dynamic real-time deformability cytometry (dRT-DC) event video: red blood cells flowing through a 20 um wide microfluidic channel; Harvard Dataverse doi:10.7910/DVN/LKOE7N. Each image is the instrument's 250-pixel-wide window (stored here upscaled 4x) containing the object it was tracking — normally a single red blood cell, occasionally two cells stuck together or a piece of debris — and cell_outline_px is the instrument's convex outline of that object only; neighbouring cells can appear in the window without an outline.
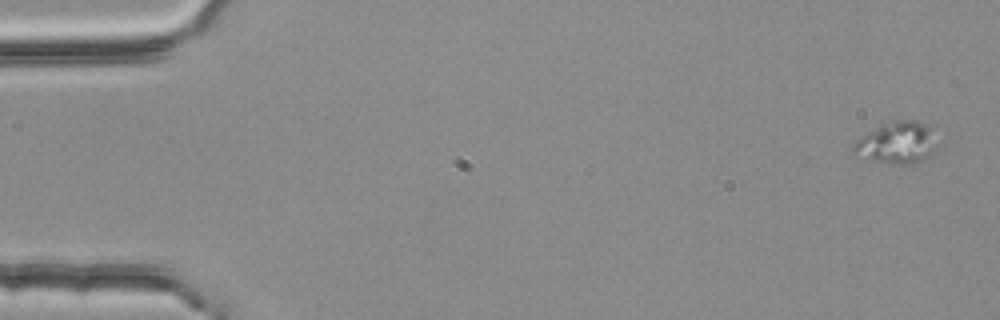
{"species": "common noctule bat (a hibernating species)", "species_latin": "Nyctalus noctula", "temperature_condition": "room temperature", "stored_images_in_passage": 5, "camera_frame_rate_fps": 3000, "um_per_image_px": 0.085, "animal": {"sex": "female", "body_mass_g": 25.1}, "frame": {"image": 1, "passage_image": 1, "time_ms": 0.0, "image_size_px": [1000, 320], "cell_outline_px": [[936, 148], [924, 160], [912, 164], [900, 164], [872, 160], [856, 156], [852, 152], [852, 148], [864, 136], [880, 124], [892, 120], [916, 120], [928, 124]], "centroid_in_image_um": [76.24, 12.13], "position_along_channel_um": 8.8, "area_um2": 19.94}}
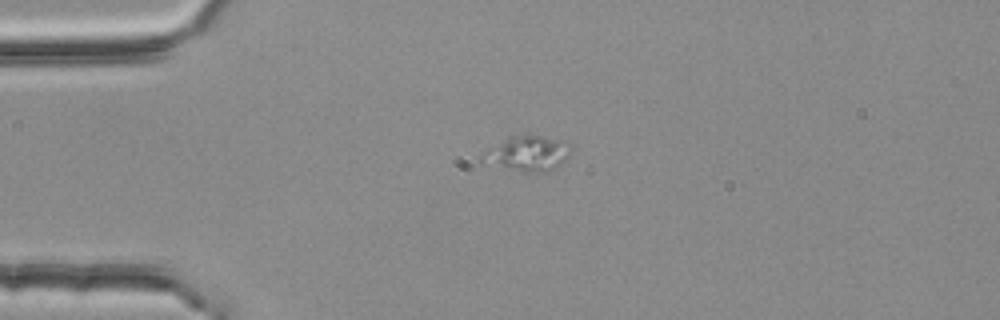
{"frame": {"image": 2, "passage_image": 3, "time_ms": 0.667, "image_size_px": [1000, 320], "cell_outline_px": [[572, 148], [568, 156], [556, 168], [544, 172], [524, 172], [508, 168], [480, 160], [480, 156], [484, 152], [508, 136], [528, 132], [568, 140]], "centroid_in_image_um": [44.92, 12.98], "position_along_channel_um": 40.1, "area_um2": 18.61}}